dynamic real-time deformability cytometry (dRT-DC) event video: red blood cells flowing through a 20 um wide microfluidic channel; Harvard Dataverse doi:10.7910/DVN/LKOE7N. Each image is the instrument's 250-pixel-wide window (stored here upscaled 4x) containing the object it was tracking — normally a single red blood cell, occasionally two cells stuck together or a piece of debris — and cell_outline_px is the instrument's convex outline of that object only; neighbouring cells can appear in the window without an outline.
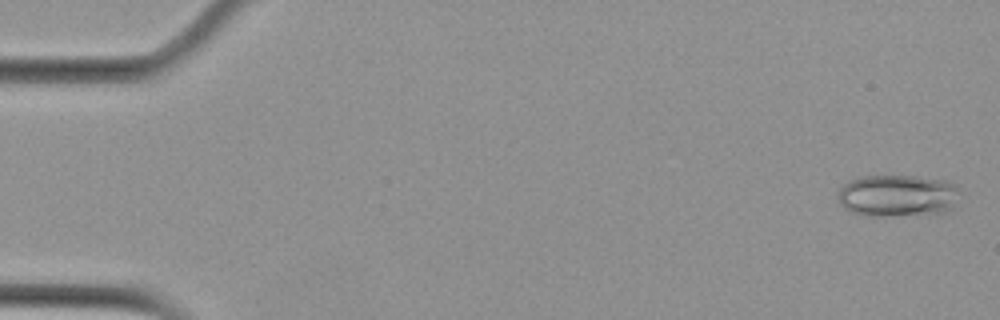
{"species": "Egyptian fruit bat (a non-hibernating species)", "species_latin": "Rousettus aegyptiacus", "temperature_condition": "cold", "stored_images_in_passage": 5, "camera_frame_rate_fps": 3000, "um_per_image_px": 0.085, "animal": {"sex": "female"}, "frame": {"image": 1, "passage_image": 1, "time_ms": 0.0, "image_size_px": [1000, 320], "cell_outline_px": [[960, 188], [952, 208], [944, 212], [884, 216], [868, 216], [852, 212], [844, 208], [840, 204], [840, 188], [844, 184], [852, 180], [864, 176], [916, 176], [944, 180], [956, 184]], "centroid_in_image_um": [76.31, 16.62], "position_along_channel_um": 8.7, "area_um2": 29.54}}